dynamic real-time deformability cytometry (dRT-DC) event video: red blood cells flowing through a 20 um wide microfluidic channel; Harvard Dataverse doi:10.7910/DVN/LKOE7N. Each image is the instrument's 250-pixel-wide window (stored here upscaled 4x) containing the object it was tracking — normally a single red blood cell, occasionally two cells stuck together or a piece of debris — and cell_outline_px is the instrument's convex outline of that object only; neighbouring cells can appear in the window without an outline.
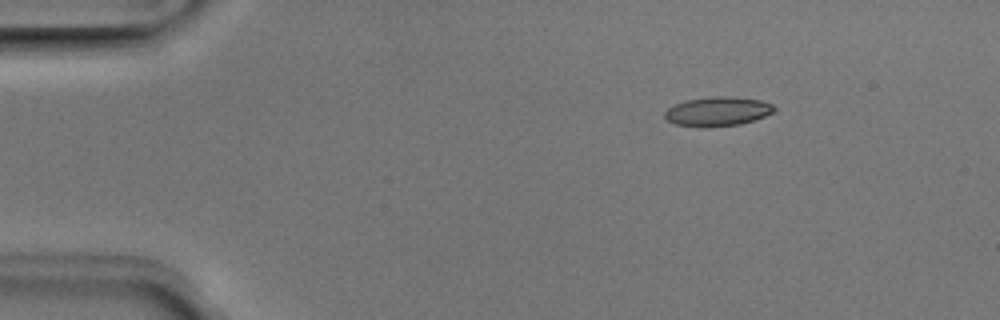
{"species": "Egyptian fruit bat (a non-hibernating species)", "species_latin": "Rousettus aegyptiacus", "temperature_condition": "room temperature", "stored_images_in_passage": 45, "camera_frame_rate_fps": 3000, "um_per_image_px": 0.085, "animal": {"sex": "male"}, "frame": {"image": 1, "passage_image": 1, "time_ms": 0.0, "image_size_px": [1000, 320], "cell_outline_px": [[776, 108], [772, 112], [764, 116], [740, 124], [704, 128], [676, 124], [668, 120], [664, 116], [664, 112], [668, 108], [684, 100], [716, 96], [728, 96], [760, 100], [772, 104]], "centroid_in_image_um": [60.97, 9.47], "position_along_channel_um": 24.0, "area_um2": 18.55}}
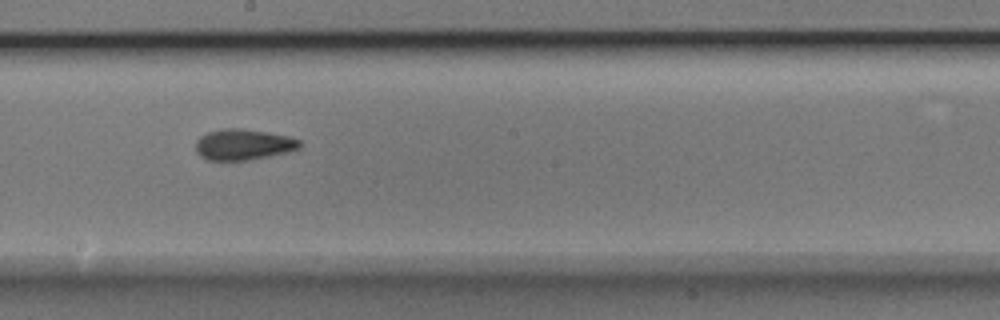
{"frame": {"image": 2, "passage_image": 22, "time_ms": 7.0, "image_size_px": [1000, 320], "cell_outline_px": [[300, 144], [296, 148], [288, 152], [268, 156], [244, 160], [208, 160], [200, 156], [196, 152], [196, 140], [200, 136], [208, 132], [224, 128], [240, 128], [288, 136], [300, 140]], "centroid_in_image_um": [20.63, 12.28], "position_along_channel_um": 227.6, "area_um2": 18.44}}
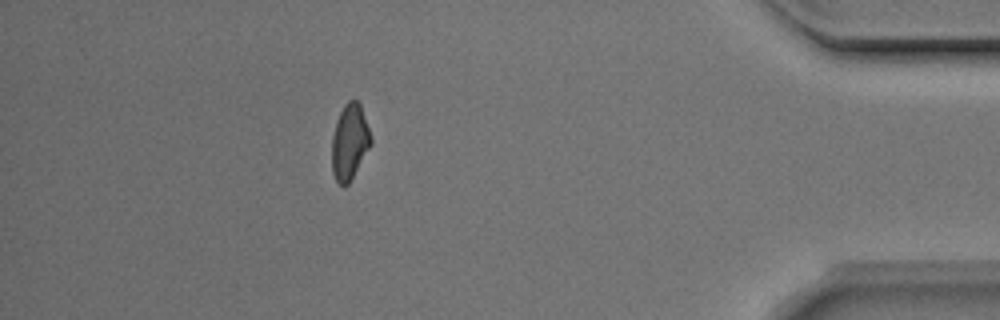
{"frame": {"image": 3, "passage_image": 39, "time_ms": 12.667, "image_size_px": [1000, 320], "cell_outline_px": [[372, 144], [348, 184], [344, 188], [336, 180], [332, 172], [332, 136], [336, 120], [344, 104], [348, 100], [356, 100], [360, 104], [372, 136]], "centroid_in_image_um": [29.72, 12.06], "position_along_channel_um": 405.5, "area_um2": 17.28}, "authors_computed_cell_mechanics": {"area_um2": 18.0336, "velocity_mm_per_s": 3.9664, "shape_relaxation_time_tau1_ms": 4.9679, "shape_relaxation_time_tau2_ms": 2.5058, "deformation_change_tau1": 0.1046, "deformation_change_tau2": 0.0777}}